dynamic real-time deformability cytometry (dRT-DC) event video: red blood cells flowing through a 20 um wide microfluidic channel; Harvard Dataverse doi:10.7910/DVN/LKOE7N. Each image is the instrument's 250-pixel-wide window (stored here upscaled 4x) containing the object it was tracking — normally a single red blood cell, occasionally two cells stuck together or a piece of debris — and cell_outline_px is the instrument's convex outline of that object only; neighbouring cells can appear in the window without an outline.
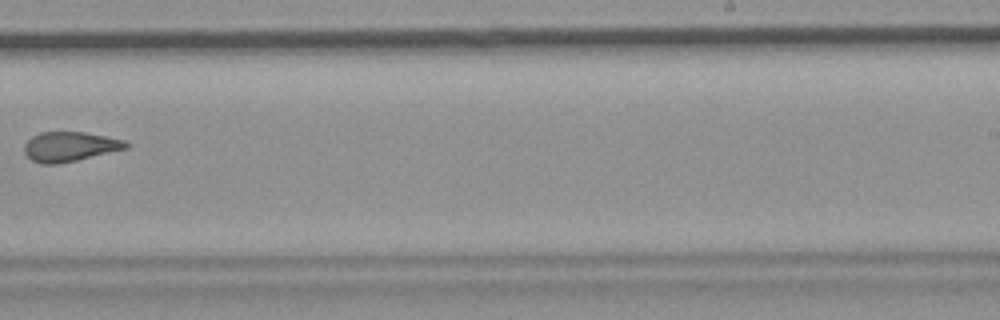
{"species": "common noctule bat (a hibernating species)", "species_latin": "Nyctalus noctula", "temperature_condition": "room temperature", "stored_images_in_passage": 11, "camera_frame_rate_fps": 3000, "um_per_image_px": 0.085, "animal": {"sex": "female", "body_mass_g": 19.9}, "frame": {"image": 1, "passage_image": 10, "time_ms": 3.0, "image_size_px": [1000, 320], "cell_outline_px": [[128, 148], [76, 160], [56, 164], [44, 164], [32, 160], [24, 152], [24, 144], [32, 136], [40, 132], [84, 132], [124, 140], [128, 144]], "centroid_in_image_um": [5.91, 12.45], "position_along_channel_um": 283.1, "area_um2": 17.34}}